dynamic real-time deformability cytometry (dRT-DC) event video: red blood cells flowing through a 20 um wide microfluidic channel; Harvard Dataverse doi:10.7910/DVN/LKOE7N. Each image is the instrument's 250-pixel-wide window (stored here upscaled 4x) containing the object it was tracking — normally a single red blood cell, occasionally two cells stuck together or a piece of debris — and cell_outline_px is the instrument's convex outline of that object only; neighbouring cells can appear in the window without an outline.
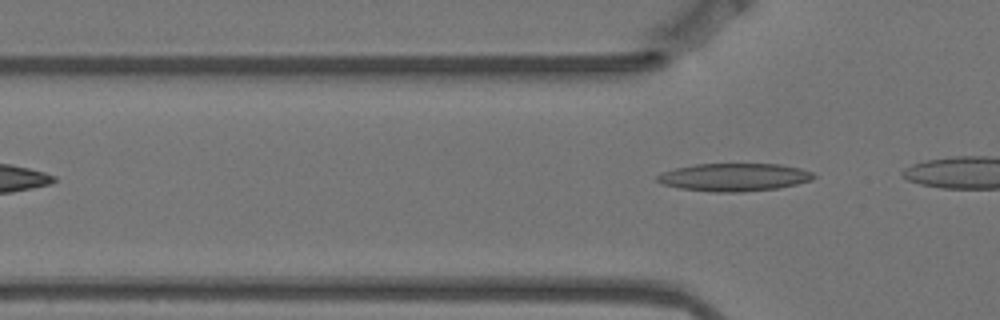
{"species": "Egyptian fruit bat (a non-hibernating species)", "species_latin": "Rousettus aegyptiacus", "temperature_condition": "warm", "stored_images_in_passage": 4, "camera_frame_rate_fps": 3000, "um_per_image_px": 0.085, "animal": {"sex": "female"}, "frame": {"image": 1, "passage_image": 4, "time_ms": 1.0, "image_size_px": [1000, 320], "cell_outline_px": [[816, 176], [812, 180], [796, 184], [776, 188], [744, 192], [716, 192], [680, 188], [664, 184], [656, 180], [656, 176], [664, 172], [676, 168], [696, 164], [780, 164], [800, 168], [812, 172]], "centroid_in_image_um": [62.43, 15.06], "position_along_channel_um": 63.4, "area_um2": 25.2}}